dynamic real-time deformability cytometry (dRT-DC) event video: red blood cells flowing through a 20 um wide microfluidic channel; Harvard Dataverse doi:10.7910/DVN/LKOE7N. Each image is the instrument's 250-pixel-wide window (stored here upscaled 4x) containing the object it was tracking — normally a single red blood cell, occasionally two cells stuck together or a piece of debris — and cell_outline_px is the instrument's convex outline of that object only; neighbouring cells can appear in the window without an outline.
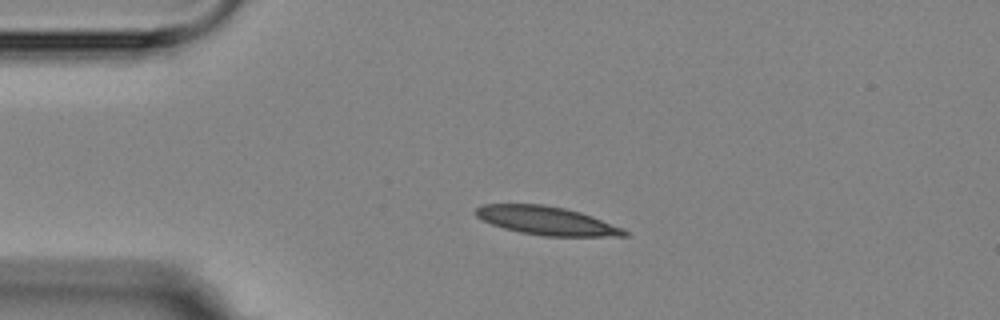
{"species": "Egyptian fruit bat (a non-hibernating species)", "species_latin": "Rousettus aegyptiacus", "temperature_condition": "room temperature", "stored_images_in_passage": 3, "camera_frame_rate_fps": 3000, "um_per_image_px": 0.085, "animal": {"sex": "female"}, "frame": {"image": 1, "passage_image": 2, "time_ms": 1.0, "image_size_px": [1000, 320], "cell_outline_px": [[628, 236], [544, 236], [520, 232], [504, 228], [492, 224], [476, 216], [476, 208], [484, 204], [544, 204], [564, 208], [580, 212], [592, 216], [624, 228], [628, 232]], "centroid_in_image_um": [46.49, 18.76], "position_along_channel_um": 38.5, "area_um2": 24.51}}